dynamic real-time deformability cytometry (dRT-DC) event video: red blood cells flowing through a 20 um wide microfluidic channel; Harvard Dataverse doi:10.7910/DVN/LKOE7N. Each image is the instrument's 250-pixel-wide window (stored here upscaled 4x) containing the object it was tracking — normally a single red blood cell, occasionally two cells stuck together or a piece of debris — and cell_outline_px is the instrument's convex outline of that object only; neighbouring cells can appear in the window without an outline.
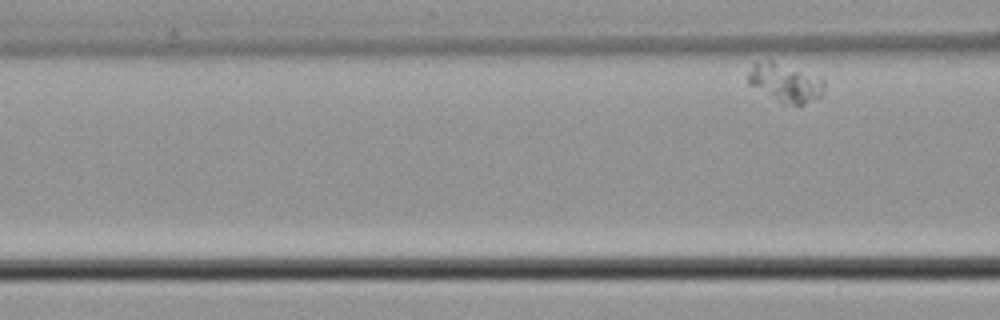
{"species": "common noctule bat (a hibernating species)", "species_latin": "Nyctalus noctula", "temperature_condition": "cold", "stored_images_in_passage": 5, "segment_of_instrument_passage": [2, 2], "camera_frame_rate_fps": 3000, "um_per_image_px": 0.085, "animal": {"sex": "male", "body_mass_g": 21.5, "forearm_length_mm": 52.0}, "frame": {"image": 1, "passage_image": 5, "time_ms": 1.333, "image_size_px": [1000, 320], "cell_outline_px": [[824, 88], [820, 96], [800, 108], [780, 104], [748, 84], [748, 72], [752, 64], [756, 60], [772, 60], [820, 76], [824, 80]], "centroid_in_image_um": [66.74, 7.06], "position_along_channel_um": 99.9, "area_um2": 17.92}}